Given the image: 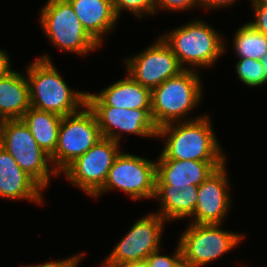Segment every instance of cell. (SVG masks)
I'll return each mask as SVG.
<instances>
[{"label":"cell","mask_w":267,"mask_h":267,"mask_svg":"<svg viewBox=\"0 0 267 267\" xmlns=\"http://www.w3.org/2000/svg\"><path fill=\"white\" fill-rule=\"evenodd\" d=\"M209 114L189 121L173 122L158 128L164 147L157 159L227 161L212 128Z\"/></svg>","instance_id":"6da1fadb"},{"label":"cell","mask_w":267,"mask_h":267,"mask_svg":"<svg viewBox=\"0 0 267 267\" xmlns=\"http://www.w3.org/2000/svg\"><path fill=\"white\" fill-rule=\"evenodd\" d=\"M28 64L25 74L32 108L64 117L80 111L87 104L86 91L72 90L48 54Z\"/></svg>","instance_id":"7a4b0ae2"},{"label":"cell","mask_w":267,"mask_h":267,"mask_svg":"<svg viewBox=\"0 0 267 267\" xmlns=\"http://www.w3.org/2000/svg\"><path fill=\"white\" fill-rule=\"evenodd\" d=\"M159 36L186 70L208 69L216 64L228 49L225 37L202 19H193Z\"/></svg>","instance_id":"3957f363"},{"label":"cell","mask_w":267,"mask_h":267,"mask_svg":"<svg viewBox=\"0 0 267 267\" xmlns=\"http://www.w3.org/2000/svg\"><path fill=\"white\" fill-rule=\"evenodd\" d=\"M199 75L198 71L184 69L151 90V116L158 128L173 122L194 120L204 115L189 117L190 112L197 109L204 97Z\"/></svg>","instance_id":"277c9868"},{"label":"cell","mask_w":267,"mask_h":267,"mask_svg":"<svg viewBox=\"0 0 267 267\" xmlns=\"http://www.w3.org/2000/svg\"><path fill=\"white\" fill-rule=\"evenodd\" d=\"M38 16L40 28L60 51L85 56L101 47L83 28L68 0H47Z\"/></svg>","instance_id":"5b68a950"},{"label":"cell","mask_w":267,"mask_h":267,"mask_svg":"<svg viewBox=\"0 0 267 267\" xmlns=\"http://www.w3.org/2000/svg\"><path fill=\"white\" fill-rule=\"evenodd\" d=\"M0 145L44 190L50 185L52 175L58 177L50 155L38 145L22 120L0 122Z\"/></svg>","instance_id":"8992f818"},{"label":"cell","mask_w":267,"mask_h":267,"mask_svg":"<svg viewBox=\"0 0 267 267\" xmlns=\"http://www.w3.org/2000/svg\"><path fill=\"white\" fill-rule=\"evenodd\" d=\"M221 225L188 224L178 239L184 267H203L241 244L243 233L222 229Z\"/></svg>","instance_id":"52a82bcc"},{"label":"cell","mask_w":267,"mask_h":267,"mask_svg":"<svg viewBox=\"0 0 267 267\" xmlns=\"http://www.w3.org/2000/svg\"><path fill=\"white\" fill-rule=\"evenodd\" d=\"M156 186V161L131 153L120 152L115 159L104 185L92 196L101 197L104 193L119 190L132 201L154 199Z\"/></svg>","instance_id":"ba28073f"},{"label":"cell","mask_w":267,"mask_h":267,"mask_svg":"<svg viewBox=\"0 0 267 267\" xmlns=\"http://www.w3.org/2000/svg\"><path fill=\"white\" fill-rule=\"evenodd\" d=\"M101 138L97 118L87 104L80 111L62 117L57 146L50 156L53 167L60 175Z\"/></svg>","instance_id":"9c48e42d"},{"label":"cell","mask_w":267,"mask_h":267,"mask_svg":"<svg viewBox=\"0 0 267 267\" xmlns=\"http://www.w3.org/2000/svg\"><path fill=\"white\" fill-rule=\"evenodd\" d=\"M166 222L155 212L135 221L124 238L120 239L103 260L102 267L145 261L152 252L161 248Z\"/></svg>","instance_id":"30bf717a"},{"label":"cell","mask_w":267,"mask_h":267,"mask_svg":"<svg viewBox=\"0 0 267 267\" xmlns=\"http://www.w3.org/2000/svg\"><path fill=\"white\" fill-rule=\"evenodd\" d=\"M120 143L102 137L83 155L72 162L62 173L72 186L93 196L106 181L108 171L120 154Z\"/></svg>","instance_id":"8fae6325"},{"label":"cell","mask_w":267,"mask_h":267,"mask_svg":"<svg viewBox=\"0 0 267 267\" xmlns=\"http://www.w3.org/2000/svg\"><path fill=\"white\" fill-rule=\"evenodd\" d=\"M158 37L141 53L123 61L127 74L150 90L184 70L170 47Z\"/></svg>","instance_id":"7c38bea8"},{"label":"cell","mask_w":267,"mask_h":267,"mask_svg":"<svg viewBox=\"0 0 267 267\" xmlns=\"http://www.w3.org/2000/svg\"><path fill=\"white\" fill-rule=\"evenodd\" d=\"M225 162L198 186L197 204L190 223L222 224L231 206V188ZM193 220V221H192ZM192 221V222H191Z\"/></svg>","instance_id":"4fadbf2b"},{"label":"cell","mask_w":267,"mask_h":267,"mask_svg":"<svg viewBox=\"0 0 267 267\" xmlns=\"http://www.w3.org/2000/svg\"><path fill=\"white\" fill-rule=\"evenodd\" d=\"M95 114L102 137L121 142L123 133L156 138L151 109H120L115 107H89Z\"/></svg>","instance_id":"5bb4252c"},{"label":"cell","mask_w":267,"mask_h":267,"mask_svg":"<svg viewBox=\"0 0 267 267\" xmlns=\"http://www.w3.org/2000/svg\"><path fill=\"white\" fill-rule=\"evenodd\" d=\"M225 162L156 159V185H169L179 192L188 184L199 186Z\"/></svg>","instance_id":"9a60e30c"},{"label":"cell","mask_w":267,"mask_h":267,"mask_svg":"<svg viewBox=\"0 0 267 267\" xmlns=\"http://www.w3.org/2000/svg\"><path fill=\"white\" fill-rule=\"evenodd\" d=\"M88 107L120 109H151V90L143 87L130 75L117 80L98 93L87 92Z\"/></svg>","instance_id":"2e32d148"},{"label":"cell","mask_w":267,"mask_h":267,"mask_svg":"<svg viewBox=\"0 0 267 267\" xmlns=\"http://www.w3.org/2000/svg\"><path fill=\"white\" fill-rule=\"evenodd\" d=\"M45 191L0 145V197L42 204Z\"/></svg>","instance_id":"e0dca14e"},{"label":"cell","mask_w":267,"mask_h":267,"mask_svg":"<svg viewBox=\"0 0 267 267\" xmlns=\"http://www.w3.org/2000/svg\"><path fill=\"white\" fill-rule=\"evenodd\" d=\"M87 33L102 47L119 20L112 0H68Z\"/></svg>","instance_id":"ac0fdd59"},{"label":"cell","mask_w":267,"mask_h":267,"mask_svg":"<svg viewBox=\"0 0 267 267\" xmlns=\"http://www.w3.org/2000/svg\"><path fill=\"white\" fill-rule=\"evenodd\" d=\"M30 107L29 83L25 72L12 69L0 76V122L21 120Z\"/></svg>","instance_id":"d6986e66"},{"label":"cell","mask_w":267,"mask_h":267,"mask_svg":"<svg viewBox=\"0 0 267 267\" xmlns=\"http://www.w3.org/2000/svg\"><path fill=\"white\" fill-rule=\"evenodd\" d=\"M198 186L187 185L185 189H172L169 185H156L154 199L158 200L161 215L167 223L191 217L197 204Z\"/></svg>","instance_id":"ffe728a7"},{"label":"cell","mask_w":267,"mask_h":267,"mask_svg":"<svg viewBox=\"0 0 267 267\" xmlns=\"http://www.w3.org/2000/svg\"><path fill=\"white\" fill-rule=\"evenodd\" d=\"M62 116L30 107L21 120L29 128L38 145L50 156L58 142Z\"/></svg>","instance_id":"44dd1931"},{"label":"cell","mask_w":267,"mask_h":267,"mask_svg":"<svg viewBox=\"0 0 267 267\" xmlns=\"http://www.w3.org/2000/svg\"><path fill=\"white\" fill-rule=\"evenodd\" d=\"M232 41L238 58L261 60L267 53V37L248 22L237 29Z\"/></svg>","instance_id":"7402d4cb"},{"label":"cell","mask_w":267,"mask_h":267,"mask_svg":"<svg viewBox=\"0 0 267 267\" xmlns=\"http://www.w3.org/2000/svg\"><path fill=\"white\" fill-rule=\"evenodd\" d=\"M235 67L237 76L244 85L252 88L266 85L261 60L239 58Z\"/></svg>","instance_id":"603a6c76"},{"label":"cell","mask_w":267,"mask_h":267,"mask_svg":"<svg viewBox=\"0 0 267 267\" xmlns=\"http://www.w3.org/2000/svg\"><path fill=\"white\" fill-rule=\"evenodd\" d=\"M112 3L118 19L124 11L140 19L147 15H155L156 0H112Z\"/></svg>","instance_id":"cb8c5ba5"},{"label":"cell","mask_w":267,"mask_h":267,"mask_svg":"<svg viewBox=\"0 0 267 267\" xmlns=\"http://www.w3.org/2000/svg\"><path fill=\"white\" fill-rule=\"evenodd\" d=\"M161 248L152 252L146 259L145 263L147 267H184L182 250L179 245L175 247L173 254L165 255L161 254Z\"/></svg>","instance_id":"d4e9b609"},{"label":"cell","mask_w":267,"mask_h":267,"mask_svg":"<svg viewBox=\"0 0 267 267\" xmlns=\"http://www.w3.org/2000/svg\"><path fill=\"white\" fill-rule=\"evenodd\" d=\"M194 7L200 9L199 0H156L155 15L159 10L184 12L185 10L189 11V9L192 11Z\"/></svg>","instance_id":"484cf974"},{"label":"cell","mask_w":267,"mask_h":267,"mask_svg":"<svg viewBox=\"0 0 267 267\" xmlns=\"http://www.w3.org/2000/svg\"><path fill=\"white\" fill-rule=\"evenodd\" d=\"M251 7L255 20L248 23L267 37V5H251Z\"/></svg>","instance_id":"4316f807"},{"label":"cell","mask_w":267,"mask_h":267,"mask_svg":"<svg viewBox=\"0 0 267 267\" xmlns=\"http://www.w3.org/2000/svg\"><path fill=\"white\" fill-rule=\"evenodd\" d=\"M85 257L84 252L83 253H79V254H75L74 256L72 255L71 257H66L65 259L60 258V260H52V261H47L46 263H40V264H36V265H28L25 267H78L79 263L81 262V260H83L82 258ZM24 267V266H23Z\"/></svg>","instance_id":"83f0119b"},{"label":"cell","mask_w":267,"mask_h":267,"mask_svg":"<svg viewBox=\"0 0 267 267\" xmlns=\"http://www.w3.org/2000/svg\"><path fill=\"white\" fill-rule=\"evenodd\" d=\"M238 0H199L201 9L204 10H217L222 8H228L235 4Z\"/></svg>","instance_id":"f1b7e54d"},{"label":"cell","mask_w":267,"mask_h":267,"mask_svg":"<svg viewBox=\"0 0 267 267\" xmlns=\"http://www.w3.org/2000/svg\"><path fill=\"white\" fill-rule=\"evenodd\" d=\"M9 53L0 49V76L7 74L12 70L11 68V59L9 58Z\"/></svg>","instance_id":"f546056e"},{"label":"cell","mask_w":267,"mask_h":267,"mask_svg":"<svg viewBox=\"0 0 267 267\" xmlns=\"http://www.w3.org/2000/svg\"><path fill=\"white\" fill-rule=\"evenodd\" d=\"M116 267H147L145 261L141 262H130V263H125L122 265H118Z\"/></svg>","instance_id":"4dcf8cb0"},{"label":"cell","mask_w":267,"mask_h":267,"mask_svg":"<svg viewBox=\"0 0 267 267\" xmlns=\"http://www.w3.org/2000/svg\"><path fill=\"white\" fill-rule=\"evenodd\" d=\"M261 63L265 72V78L267 83V53L264 55V57L261 58Z\"/></svg>","instance_id":"1f68e13d"},{"label":"cell","mask_w":267,"mask_h":267,"mask_svg":"<svg viewBox=\"0 0 267 267\" xmlns=\"http://www.w3.org/2000/svg\"><path fill=\"white\" fill-rule=\"evenodd\" d=\"M251 5H267V0H249Z\"/></svg>","instance_id":"d6a6232c"}]
</instances>
